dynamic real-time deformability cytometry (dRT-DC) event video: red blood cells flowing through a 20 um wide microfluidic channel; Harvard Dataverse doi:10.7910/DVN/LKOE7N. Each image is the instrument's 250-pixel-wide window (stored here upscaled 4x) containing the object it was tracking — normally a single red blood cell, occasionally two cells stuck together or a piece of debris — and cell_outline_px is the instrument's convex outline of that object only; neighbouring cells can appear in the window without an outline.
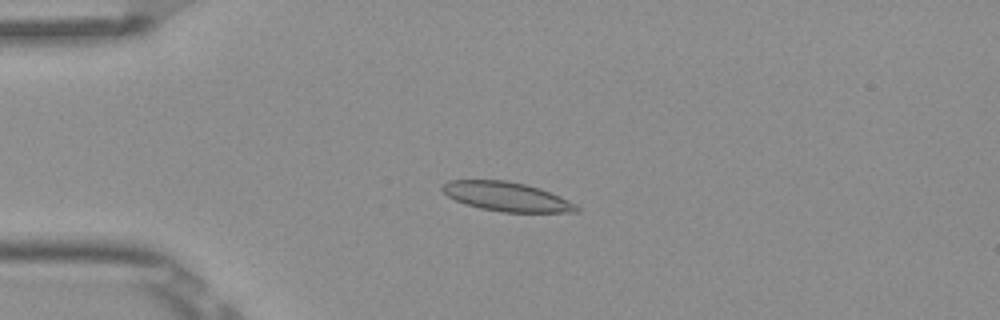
{"species": "Egyptian fruit bat (a non-hibernating species)", "species_latin": "Rousettus aegyptiacus", "temperature_condition": "room temperature", "stored_images_in_passage": 7, "camera_frame_rate_fps": 3000, "um_per_image_px": 0.085, "frame": {"image": 1, "passage_image": 3, "time_ms": 0.667, "image_size_px": [1000, 320], "cell_outline_px": [[580, 212], [500, 212], [480, 208], [464, 204], [448, 196], [440, 188], [444, 184], [452, 180], [508, 180], [540, 188], [560, 196], [576, 204], [580, 208]], "centroid_in_image_um": [43.09, 16.72], "position_along_channel_um": 41.9, "area_um2": 22.83}}
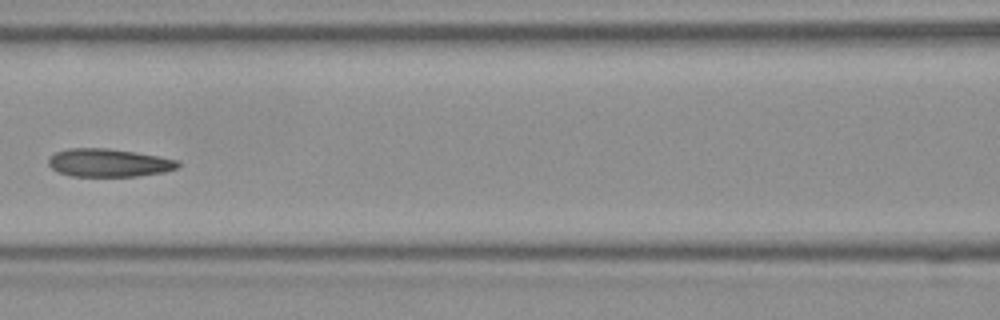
{"frame": {"image": 2, "passage_image": 6, "time_ms": 1.667, "image_size_px": [1000, 320], "cell_outline_px": [[180, 168], [164, 172], [136, 176], [72, 176], [60, 172], [52, 168], [48, 164], [48, 156], [56, 152], [68, 148], [108, 148], [136, 152], [160, 156], [180, 160]], "centroid_in_image_um": [9.28, 13.83], "position_along_channel_um": 157.3, "area_um2": 21.39}}
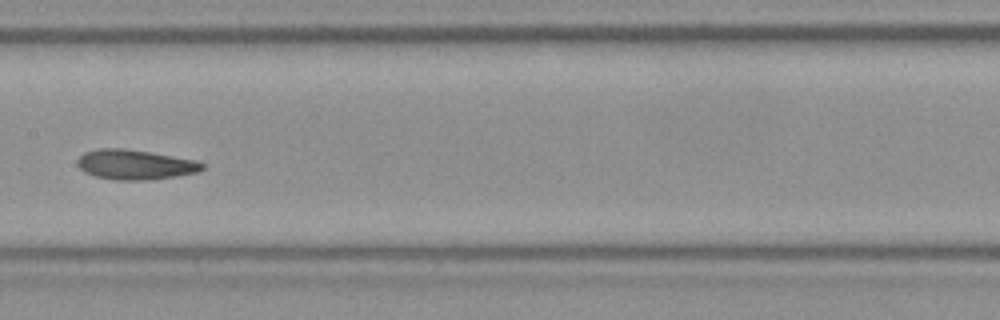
{"frame": {"image": 3, "passage_image": 7, "time_ms": 2.0, "image_size_px": [1000, 320], "cell_outline_px": [[204, 168], [196, 172], [176, 176], [148, 180], [116, 180], [96, 176], [84, 172], [76, 164], [76, 160], [84, 152], [96, 148], [124, 148], [152, 152], [196, 160], [204, 164]], "centroid_in_image_um": [11.45, 13.98], "position_along_channel_um": 196.0, "area_um2": 21.85}}